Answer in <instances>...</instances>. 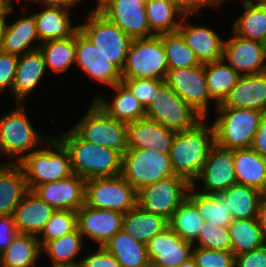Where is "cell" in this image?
Segmentation results:
<instances>
[{"instance_id":"31","label":"cell","mask_w":266,"mask_h":267,"mask_svg":"<svg viewBox=\"0 0 266 267\" xmlns=\"http://www.w3.org/2000/svg\"><path fill=\"white\" fill-rule=\"evenodd\" d=\"M167 227H169L168 219L146 212L138 205L123 215L122 230L144 244Z\"/></svg>"},{"instance_id":"24","label":"cell","mask_w":266,"mask_h":267,"mask_svg":"<svg viewBox=\"0 0 266 267\" xmlns=\"http://www.w3.org/2000/svg\"><path fill=\"white\" fill-rule=\"evenodd\" d=\"M56 210L32 190H28L14 211L18 233L39 236Z\"/></svg>"},{"instance_id":"6","label":"cell","mask_w":266,"mask_h":267,"mask_svg":"<svg viewBox=\"0 0 266 267\" xmlns=\"http://www.w3.org/2000/svg\"><path fill=\"white\" fill-rule=\"evenodd\" d=\"M167 72V56L159 36L132 40L122 78L165 80Z\"/></svg>"},{"instance_id":"26","label":"cell","mask_w":266,"mask_h":267,"mask_svg":"<svg viewBox=\"0 0 266 267\" xmlns=\"http://www.w3.org/2000/svg\"><path fill=\"white\" fill-rule=\"evenodd\" d=\"M22 168L13 162L0 164V216H11L28 191Z\"/></svg>"},{"instance_id":"10","label":"cell","mask_w":266,"mask_h":267,"mask_svg":"<svg viewBox=\"0 0 266 267\" xmlns=\"http://www.w3.org/2000/svg\"><path fill=\"white\" fill-rule=\"evenodd\" d=\"M145 117L175 132L189 130L203 119L165 81L145 109Z\"/></svg>"},{"instance_id":"35","label":"cell","mask_w":266,"mask_h":267,"mask_svg":"<svg viewBox=\"0 0 266 267\" xmlns=\"http://www.w3.org/2000/svg\"><path fill=\"white\" fill-rule=\"evenodd\" d=\"M243 14L235 19L232 31L240 37L266 44V4L245 0Z\"/></svg>"},{"instance_id":"56","label":"cell","mask_w":266,"mask_h":267,"mask_svg":"<svg viewBox=\"0 0 266 267\" xmlns=\"http://www.w3.org/2000/svg\"><path fill=\"white\" fill-rule=\"evenodd\" d=\"M13 13V7L8 6L4 0H0V16H9Z\"/></svg>"},{"instance_id":"39","label":"cell","mask_w":266,"mask_h":267,"mask_svg":"<svg viewBox=\"0 0 266 267\" xmlns=\"http://www.w3.org/2000/svg\"><path fill=\"white\" fill-rule=\"evenodd\" d=\"M145 10L150 31L155 36L176 32L184 17L171 0H150L146 3ZM176 15L179 20L175 18Z\"/></svg>"},{"instance_id":"17","label":"cell","mask_w":266,"mask_h":267,"mask_svg":"<svg viewBox=\"0 0 266 267\" xmlns=\"http://www.w3.org/2000/svg\"><path fill=\"white\" fill-rule=\"evenodd\" d=\"M32 191L55 210L77 212L85 204L86 180L73 174L63 180L36 186Z\"/></svg>"},{"instance_id":"43","label":"cell","mask_w":266,"mask_h":267,"mask_svg":"<svg viewBox=\"0 0 266 267\" xmlns=\"http://www.w3.org/2000/svg\"><path fill=\"white\" fill-rule=\"evenodd\" d=\"M165 49L168 69L195 67L200 64L193 50L187 46L182 35L176 31L158 35Z\"/></svg>"},{"instance_id":"32","label":"cell","mask_w":266,"mask_h":267,"mask_svg":"<svg viewBox=\"0 0 266 267\" xmlns=\"http://www.w3.org/2000/svg\"><path fill=\"white\" fill-rule=\"evenodd\" d=\"M103 247L115 256L121 267H145L150 263L146 244L138 242L122 229Z\"/></svg>"},{"instance_id":"60","label":"cell","mask_w":266,"mask_h":267,"mask_svg":"<svg viewBox=\"0 0 266 267\" xmlns=\"http://www.w3.org/2000/svg\"><path fill=\"white\" fill-rule=\"evenodd\" d=\"M250 1H253V0H250ZM254 3L266 4V0H256Z\"/></svg>"},{"instance_id":"13","label":"cell","mask_w":266,"mask_h":267,"mask_svg":"<svg viewBox=\"0 0 266 267\" xmlns=\"http://www.w3.org/2000/svg\"><path fill=\"white\" fill-rule=\"evenodd\" d=\"M165 82L203 119L207 118L209 102L205 64L168 69Z\"/></svg>"},{"instance_id":"23","label":"cell","mask_w":266,"mask_h":267,"mask_svg":"<svg viewBox=\"0 0 266 267\" xmlns=\"http://www.w3.org/2000/svg\"><path fill=\"white\" fill-rule=\"evenodd\" d=\"M217 107L266 111V71L241 76L223 103Z\"/></svg>"},{"instance_id":"18","label":"cell","mask_w":266,"mask_h":267,"mask_svg":"<svg viewBox=\"0 0 266 267\" xmlns=\"http://www.w3.org/2000/svg\"><path fill=\"white\" fill-rule=\"evenodd\" d=\"M75 48V63L90 78L111 87L122 82L121 71L108 61L80 30L75 33Z\"/></svg>"},{"instance_id":"55","label":"cell","mask_w":266,"mask_h":267,"mask_svg":"<svg viewBox=\"0 0 266 267\" xmlns=\"http://www.w3.org/2000/svg\"><path fill=\"white\" fill-rule=\"evenodd\" d=\"M258 223L263 230V233L266 237V198L262 197L259 207H258V215H257Z\"/></svg>"},{"instance_id":"36","label":"cell","mask_w":266,"mask_h":267,"mask_svg":"<svg viewBox=\"0 0 266 267\" xmlns=\"http://www.w3.org/2000/svg\"><path fill=\"white\" fill-rule=\"evenodd\" d=\"M229 228L231 251L235 256L255 250L266 244V237L257 218L233 219Z\"/></svg>"},{"instance_id":"30","label":"cell","mask_w":266,"mask_h":267,"mask_svg":"<svg viewBox=\"0 0 266 267\" xmlns=\"http://www.w3.org/2000/svg\"><path fill=\"white\" fill-rule=\"evenodd\" d=\"M237 184L266 190V157L251 148L233 150Z\"/></svg>"},{"instance_id":"34","label":"cell","mask_w":266,"mask_h":267,"mask_svg":"<svg viewBox=\"0 0 266 267\" xmlns=\"http://www.w3.org/2000/svg\"><path fill=\"white\" fill-rule=\"evenodd\" d=\"M196 183L192 184L187 198L195 205L197 211L206 222L219 227H229L234 218L227 206V200L221 194L194 192L197 186Z\"/></svg>"},{"instance_id":"45","label":"cell","mask_w":266,"mask_h":267,"mask_svg":"<svg viewBox=\"0 0 266 267\" xmlns=\"http://www.w3.org/2000/svg\"><path fill=\"white\" fill-rule=\"evenodd\" d=\"M201 248L212 249L216 251H231V239L228 227H219L208 222H204L195 241Z\"/></svg>"},{"instance_id":"19","label":"cell","mask_w":266,"mask_h":267,"mask_svg":"<svg viewBox=\"0 0 266 267\" xmlns=\"http://www.w3.org/2000/svg\"><path fill=\"white\" fill-rule=\"evenodd\" d=\"M193 243L182 239L170 227L147 243V255L155 267H176L192 257Z\"/></svg>"},{"instance_id":"46","label":"cell","mask_w":266,"mask_h":267,"mask_svg":"<svg viewBox=\"0 0 266 267\" xmlns=\"http://www.w3.org/2000/svg\"><path fill=\"white\" fill-rule=\"evenodd\" d=\"M192 258L196 267H235V255L232 251H216L194 246Z\"/></svg>"},{"instance_id":"15","label":"cell","mask_w":266,"mask_h":267,"mask_svg":"<svg viewBox=\"0 0 266 267\" xmlns=\"http://www.w3.org/2000/svg\"><path fill=\"white\" fill-rule=\"evenodd\" d=\"M233 36L225 41L223 60L241 76L254 75L266 71V44L246 39L231 33Z\"/></svg>"},{"instance_id":"21","label":"cell","mask_w":266,"mask_h":267,"mask_svg":"<svg viewBox=\"0 0 266 267\" xmlns=\"http://www.w3.org/2000/svg\"><path fill=\"white\" fill-rule=\"evenodd\" d=\"M175 134V131L145 117L127 124V149H148L169 154Z\"/></svg>"},{"instance_id":"59","label":"cell","mask_w":266,"mask_h":267,"mask_svg":"<svg viewBox=\"0 0 266 267\" xmlns=\"http://www.w3.org/2000/svg\"><path fill=\"white\" fill-rule=\"evenodd\" d=\"M50 267H80V266H70V265H61V264H52Z\"/></svg>"},{"instance_id":"50","label":"cell","mask_w":266,"mask_h":267,"mask_svg":"<svg viewBox=\"0 0 266 267\" xmlns=\"http://www.w3.org/2000/svg\"><path fill=\"white\" fill-rule=\"evenodd\" d=\"M235 267H266V244L235 256Z\"/></svg>"},{"instance_id":"57","label":"cell","mask_w":266,"mask_h":267,"mask_svg":"<svg viewBox=\"0 0 266 267\" xmlns=\"http://www.w3.org/2000/svg\"><path fill=\"white\" fill-rule=\"evenodd\" d=\"M176 267H196V264L193 260V258H189L188 260L184 261L182 264Z\"/></svg>"},{"instance_id":"38","label":"cell","mask_w":266,"mask_h":267,"mask_svg":"<svg viewBox=\"0 0 266 267\" xmlns=\"http://www.w3.org/2000/svg\"><path fill=\"white\" fill-rule=\"evenodd\" d=\"M206 81L210 98L216 107L223 103L241 75L223 59L205 64Z\"/></svg>"},{"instance_id":"2","label":"cell","mask_w":266,"mask_h":267,"mask_svg":"<svg viewBox=\"0 0 266 267\" xmlns=\"http://www.w3.org/2000/svg\"><path fill=\"white\" fill-rule=\"evenodd\" d=\"M58 139L70 153L73 174L85 180L121 174L122 155L116 150L84 141L71 129Z\"/></svg>"},{"instance_id":"16","label":"cell","mask_w":266,"mask_h":267,"mask_svg":"<svg viewBox=\"0 0 266 267\" xmlns=\"http://www.w3.org/2000/svg\"><path fill=\"white\" fill-rule=\"evenodd\" d=\"M200 179L204 184L200 192L204 194H220L235 185L237 181L233 150L223 148L215 143L197 178V180Z\"/></svg>"},{"instance_id":"49","label":"cell","mask_w":266,"mask_h":267,"mask_svg":"<svg viewBox=\"0 0 266 267\" xmlns=\"http://www.w3.org/2000/svg\"><path fill=\"white\" fill-rule=\"evenodd\" d=\"M80 267H121L114 255L104 247L82 258Z\"/></svg>"},{"instance_id":"5","label":"cell","mask_w":266,"mask_h":267,"mask_svg":"<svg viewBox=\"0 0 266 267\" xmlns=\"http://www.w3.org/2000/svg\"><path fill=\"white\" fill-rule=\"evenodd\" d=\"M79 30L98 51L122 71L132 38L102 15L96 8L88 12L87 20Z\"/></svg>"},{"instance_id":"54","label":"cell","mask_w":266,"mask_h":267,"mask_svg":"<svg viewBox=\"0 0 266 267\" xmlns=\"http://www.w3.org/2000/svg\"><path fill=\"white\" fill-rule=\"evenodd\" d=\"M30 1H36L37 3L40 2L41 4L44 3V7H61L67 9H70L75 4H78L80 2V0H30Z\"/></svg>"},{"instance_id":"48","label":"cell","mask_w":266,"mask_h":267,"mask_svg":"<svg viewBox=\"0 0 266 267\" xmlns=\"http://www.w3.org/2000/svg\"><path fill=\"white\" fill-rule=\"evenodd\" d=\"M19 56L0 51V92L7 87L12 90V85L17 70Z\"/></svg>"},{"instance_id":"47","label":"cell","mask_w":266,"mask_h":267,"mask_svg":"<svg viewBox=\"0 0 266 267\" xmlns=\"http://www.w3.org/2000/svg\"><path fill=\"white\" fill-rule=\"evenodd\" d=\"M164 81L162 79L122 78V82L130 89L145 109L153 102V98L156 97L157 91Z\"/></svg>"},{"instance_id":"20","label":"cell","mask_w":266,"mask_h":267,"mask_svg":"<svg viewBox=\"0 0 266 267\" xmlns=\"http://www.w3.org/2000/svg\"><path fill=\"white\" fill-rule=\"evenodd\" d=\"M77 226L84 237H90L103 247L122 229L123 213L96 209L84 204L77 212Z\"/></svg>"},{"instance_id":"27","label":"cell","mask_w":266,"mask_h":267,"mask_svg":"<svg viewBox=\"0 0 266 267\" xmlns=\"http://www.w3.org/2000/svg\"><path fill=\"white\" fill-rule=\"evenodd\" d=\"M6 23L5 21L2 31V52L21 56L27 52L39 49L40 45H32L34 40H39L34 14L28 15L26 18H20L11 25Z\"/></svg>"},{"instance_id":"63","label":"cell","mask_w":266,"mask_h":267,"mask_svg":"<svg viewBox=\"0 0 266 267\" xmlns=\"http://www.w3.org/2000/svg\"><path fill=\"white\" fill-rule=\"evenodd\" d=\"M145 267H155L152 263H149L147 266Z\"/></svg>"},{"instance_id":"7","label":"cell","mask_w":266,"mask_h":267,"mask_svg":"<svg viewBox=\"0 0 266 267\" xmlns=\"http://www.w3.org/2000/svg\"><path fill=\"white\" fill-rule=\"evenodd\" d=\"M87 114L71 130L82 140L116 150L127 149V123L108 116L94 101Z\"/></svg>"},{"instance_id":"29","label":"cell","mask_w":266,"mask_h":267,"mask_svg":"<svg viewBox=\"0 0 266 267\" xmlns=\"http://www.w3.org/2000/svg\"><path fill=\"white\" fill-rule=\"evenodd\" d=\"M69 10L61 7H45L41 12L34 14L40 44L71 37L79 30V26H72Z\"/></svg>"},{"instance_id":"28","label":"cell","mask_w":266,"mask_h":267,"mask_svg":"<svg viewBox=\"0 0 266 267\" xmlns=\"http://www.w3.org/2000/svg\"><path fill=\"white\" fill-rule=\"evenodd\" d=\"M113 89L117 93L113 96L111 104L99 95L94 99L108 116L127 124L145 118L144 106L123 82L114 85Z\"/></svg>"},{"instance_id":"12","label":"cell","mask_w":266,"mask_h":267,"mask_svg":"<svg viewBox=\"0 0 266 267\" xmlns=\"http://www.w3.org/2000/svg\"><path fill=\"white\" fill-rule=\"evenodd\" d=\"M192 185L181 176H170L137 191V205L146 212L158 214L166 219L187 198Z\"/></svg>"},{"instance_id":"51","label":"cell","mask_w":266,"mask_h":267,"mask_svg":"<svg viewBox=\"0 0 266 267\" xmlns=\"http://www.w3.org/2000/svg\"><path fill=\"white\" fill-rule=\"evenodd\" d=\"M17 233L14 216H0V255L9 247Z\"/></svg>"},{"instance_id":"40","label":"cell","mask_w":266,"mask_h":267,"mask_svg":"<svg viewBox=\"0 0 266 267\" xmlns=\"http://www.w3.org/2000/svg\"><path fill=\"white\" fill-rule=\"evenodd\" d=\"M46 68L57 73L66 72L76 62L75 34L64 39H57L39 44Z\"/></svg>"},{"instance_id":"62","label":"cell","mask_w":266,"mask_h":267,"mask_svg":"<svg viewBox=\"0 0 266 267\" xmlns=\"http://www.w3.org/2000/svg\"><path fill=\"white\" fill-rule=\"evenodd\" d=\"M138 1H140V2H142V3H144V4H146V3L149 2L150 0H138Z\"/></svg>"},{"instance_id":"25","label":"cell","mask_w":266,"mask_h":267,"mask_svg":"<svg viewBox=\"0 0 266 267\" xmlns=\"http://www.w3.org/2000/svg\"><path fill=\"white\" fill-rule=\"evenodd\" d=\"M45 71L46 64L40 49L19 56L11 90V94L16 99V104L21 103L37 87Z\"/></svg>"},{"instance_id":"9","label":"cell","mask_w":266,"mask_h":267,"mask_svg":"<svg viewBox=\"0 0 266 267\" xmlns=\"http://www.w3.org/2000/svg\"><path fill=\"white\" fill-rule=\"evenodd\" d=\"M25 112L24 104L17 103L14 110L0 118V153L14 157L17 164L48 140L34 131Z\"/></svg>"},{"instance_id":"4","label":"cell","mask_w":266,"mask_h":267,"mask_svg":"<svg viewBox=\"0 0 266 267\" xmlns=\"http://www.w3.org/2000/svg\"><path fill=\"white\" fill-rule=\"evenodd\" d=\"M216 109L219 115L212 123L215 143L231 150L250 148L263 112L231 107Z\"/></svg>"},{"instance_id":"1","label":"cell","mask_w":266,"mask_h":267,"mask_svg":"<svg viewBox=\"0 0 266 267\" xmlns=\"http://www.w3.org/2000/svg\"><path fill=\"white\" fill-rule=\"evenodd\" d=\"M202 119L193 128L176 132L170 149V160L175 175L186 179L191 185L197 181L210 149L215 144L213 125Z\"/></svg>"},{"instance_id":"11","label":"cell","mask_w":266,"mask_h":267,"mask_svg":"<svg viewBox=\"0 0 266 267\" xmlns=\"http://www.w3.org/2000/svg\"><path fill=\"white\" fill-rule=\"evenodd\" d=\"M85 204L127 213L137 206V190L121 175L86 180Z\"/></svg>"},{"instance_id":"52","label":"cell","mask_w":266,"mask_h":267,"mask_svg":"<svg viewBox=\"0 0 266 267\" xmlns=\"http://www.w3.org/2000/svg\"><path fill=\"white\" fill-rule=\"evenodd\" d=\"M176 7L183 13L189 15L196 13L199 16L198 10L203 6H215L219 8L220 4L226 0H171Z\"/></svg>"},{"instance_id":"44","label":"cell","mask_w":266,"mask_h":267,"mask_svg":"<svg viewBox=\"0 0 266 267\" xmlns=\"http://www.w3.org/2000/svg\"><path fill=\"white\" fill-rule=\"evenodd\" d=\"M78 228L77 213L71 210H56L37 237L41 248L48 242L67 235Z\"/></svg>"},{"instance_id":"61","label":"cell","mask_w":266,"mask_h":267,"mask_svg":"<svg viewBox=\"0 0 266 267\" xmlns=\"http://www.w3.org/2000/svg\"><path fill=\"white\" fill-rule=\"evenodd\" d=\"M8 6H12V0H4ZM17 1H20V0H17Z\"/></svg>"},{"instance_id":"58","label":"cell","mask_w":266,"mask_h":267,"mask_svg":"<svg viewBox=\"0 0 266 267\" xmlns=\"http://www.w3.org/2000/svg\"><path fill=\"white\" fill-rule=\"evenodd\" d=\"M6 21V16H0V51H1V40H2V31Z\"/></svg>"},{"instance_id":"64","label":"cell","mask_w":266,"mask_h":267,"mask_svg":"<svg viewBox=\"0 0 266 267\" xmlns=\"http://www.w3.org/2000/svg\"><path fill=\"white\" fill-rule=\"evenodd\" d=\"M263 197L266 198V190L263 192Z\"/></svg>"},{"instance_id":"41","label":"cell","mask_w":266,"mask_h":267,"mask_svg":"<svg viewBox=\"0 0 266 267\" xmlns=\"http://www.w3.org/2000/svg\"><path fill=\"white\" fill-rule=\"evenodd\" d=\"M83 236L77 228L60 238L48 241L41 250L51 258L52 264L80 266L82 259L74 260L83 248Z\"/></svg>"},{"instance_id":"8","label":"cell","mask_w":266,"mask_h":267,"mask_svg":"<svg viewBox=\"0 0 266 267\" xmlns=\"http://www.w3.org/2000/svg\"><path fill=\"white\" fill-rule=\"evenodd\" d=\"M120 175L138 191L175 173L169 154L148 149H128L122 155Z\"/></svg>"},{"instance_id":"37","label":"cell","mask_w":266,"mask_h":267,"mask_svg":"<svg viewBox=\"0 0 266 267\" xmlns=\"http://www.w3.org/2000/svg\"><path fill=\"white\" fill-rule=\"evenodd\" d=\"M227 200L234 219L257 218L263 193L253 187L235 184L220 193Z\"/></svg>"},{"instance_id":"33","label":"cell","mask_w":266,"mask_h":267,"mask_svg":"<svg viewBox=\"0 0 266 267\" xmlns=\"http://www.w3.org/2000/svg\"><path fill=\"white\" fill-rule=\"evenodd\" d=\"M42 253L36 235L17 233L9 247L0 255V267H35Z\"/></svg>"},{"instance_id":"14","label":"cell","mask_w":266,"mask_h":267,"mask_svg":"<svg viewBox=\"0 0 266 267\" xmlns=\"http://www.w3.org/2000/svg\"><path fill=\"white\" fill-rule=\"evenodd\" d=\"M144 3L138 0H98L96 9L132 39L155 36Z\"/></svg>"},{"instance_id":"22","label":"cell","mask_w":266,"mask_h":267,"mask_svg":"<svg viewBox=\"0 0 266 267\" xmlns=\"http://www.w3.org/2000/svg\"><path fill=\"white\" fill-rule=\"evenodd\" d=\"M187 15L181 20L178 32L184 38L197 60L201 64L219 61L223 58L225 40L212 29L203 26L185 24Z\"/></svg>"},{"instance_id":"53","label":"cell","mask_w":266,"mask_h":267,"mask_svg":"<svg viewBox=\"0 0 266 267\" xmlns=\"http://www.w3.org/2000/svg\"><path fill=\"white\" fill-rule=\"evenodd\" d=\"M250 148L260 156L266 157V111L262 113L258 130Z\"/></svg>"},{"instance_id":"3","label":"cell","mask_w":266,"mask_h":267,"mask_svg":"<svg viewBox=\"0 0 266 267\" xmlns=\"http://www.w3.org/2000/svg\"><path fill=\"white\" fill-rule=\"evenodd\" d=\"M52 148L35 149L19 161L29 190L36 186L66 179L73 175L71 156L58 138H48Z\"/></svg>"},{"instance_id":"42","label":"cell","mask_w":266,"mask_h":267,"mask_svg":"<svg viewBox=\"0 0 266 267\" xmlns=\"http://www.w3.org/2000/svg\"><path fill=\"white\" fill-rule=\"evenodd\" d=\"M204 222L195 205L186 198L173 212L169 227L185 241L195 244Z\"/></svg>"}]
</instances>
